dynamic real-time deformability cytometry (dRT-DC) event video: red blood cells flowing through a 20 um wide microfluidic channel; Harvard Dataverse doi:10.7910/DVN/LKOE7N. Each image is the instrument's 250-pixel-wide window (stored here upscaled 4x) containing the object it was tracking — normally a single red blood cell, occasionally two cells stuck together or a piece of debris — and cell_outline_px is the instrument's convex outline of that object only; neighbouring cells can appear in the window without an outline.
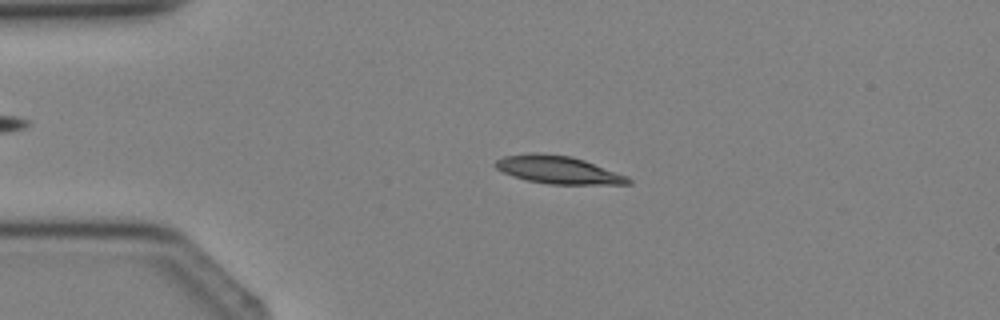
{"species": "Egyptian fruit bat (a non-hibernating species)", "species_latin": "Rousettus aegyptiacus", "temperature_condition": "cold", "stored_images_in_passage": 2, "camera_frame_rate_fps": 3000, "um_per_image_px": 0.085, "animal": {"sex": "female"}, "frame": {"image": 1, "passage_image": 1, "time_ms": 0.0, "image_size_px": [1000, 320], "cell_outline_px": [[632, 184], [548, 184], [528, 180], [512, 176], [496, 168], [492, 164], [496, 160], [504, 156], [528, 152], [536, 152], [572, 156], [584, 160], [628, 176], [632, 180]], "centroid_in_image_um": [47.42, 14.42], "position_along_channel_um": 37.6, "area_um2": 21.62}}